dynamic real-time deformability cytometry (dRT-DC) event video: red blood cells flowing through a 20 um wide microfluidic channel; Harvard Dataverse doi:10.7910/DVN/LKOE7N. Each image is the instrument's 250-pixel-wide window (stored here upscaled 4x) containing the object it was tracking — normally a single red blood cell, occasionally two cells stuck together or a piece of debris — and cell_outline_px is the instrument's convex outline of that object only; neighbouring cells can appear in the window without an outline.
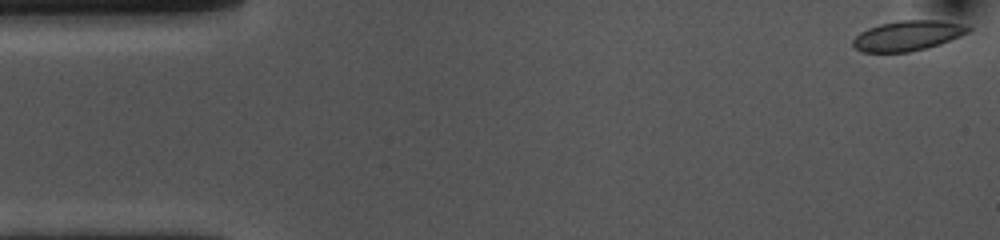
{"species": "common noctule bat (a hibernating species)", "species_latin": "Nyctalus noctula", "temperature_condition": "cold", "stored_images_in_passage": 49, "camera_frame_rate_fps": 3000, "um_per_image_px": 0.085, "animal": {"sex": "female", "body_mass_g": 10.0, "forearm_length_mm": 53.1}, "frame": {"image": 1, "passage_image": 1, "time_ms": 0.0, "image_size_px": [1000, 240], "cell_outline_px": [[972, 28], [968, 32], [960, 36], [940, 44], [908, 52], [864, 52], [856, 48], [852, 44], [852, 40], [860, 32], [868, 28], [880, 24], [900, 20], [940, 20], [960, 24]], "centroid_in_image_um": [77.13, 3.03], "position_along_channel_um": 7.9, "area_um2": 20.0}}
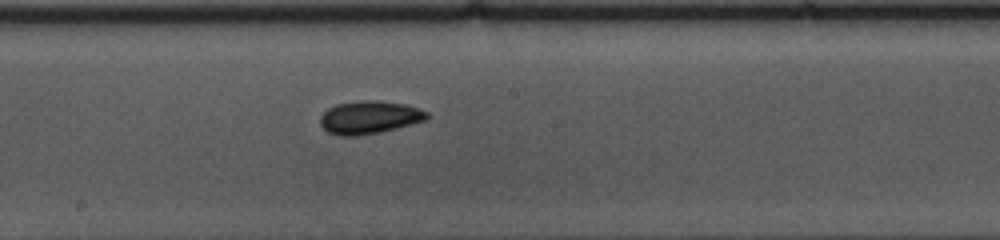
{"frame": {"image": 2, "passage_image": 28, "time_ms": 9.0, "image_size_px": [1000, 240], "cell_outline_px": [[428, 120], [380, 132], [356, 136], [340, 136], [328, 132], [320, 124], [320, 116], [328, 108], [336, 104], [360, 100], [380, 100], [404, 104], [420, 108], [428, 112]], "centroid_in_image_um": [31.41, 9.97], "position_along_channel_um": 216.8, "area_um2": 20.63}}
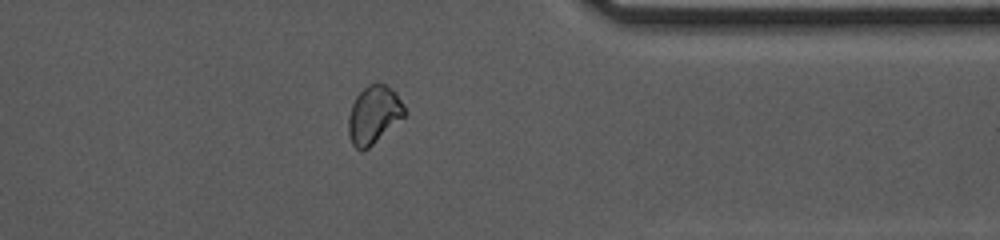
{"frame": {"image": 3, "passage_image": 43, "time_ms": 14.0, "image_size_px": [1000, 240], "cell_outline_px": [[408, 112], [404, 116], [364, 152], [360, 152], [352, 144], [348, 132], [348, 116], [352, 104], [356, 96], [368, 84], [384, 84], [396, 92], [404, 104]], "centroid_in_image_um": [31.77, 9.77], "position_along_channel_um": 379.6, "area_um2": 18.96}, "authors_computed_cell_mechanics": {"area_um2": 19.7676, "velocity_mm_per_s": 3.5302, "shape_relaxation_time_tau1_ms": 3.5015, "shape_relaxation_time_tau2_ms": 6.3416, "deformation_change_tau1": 0.0647, "deformation_change_tau2": 0.0865}}